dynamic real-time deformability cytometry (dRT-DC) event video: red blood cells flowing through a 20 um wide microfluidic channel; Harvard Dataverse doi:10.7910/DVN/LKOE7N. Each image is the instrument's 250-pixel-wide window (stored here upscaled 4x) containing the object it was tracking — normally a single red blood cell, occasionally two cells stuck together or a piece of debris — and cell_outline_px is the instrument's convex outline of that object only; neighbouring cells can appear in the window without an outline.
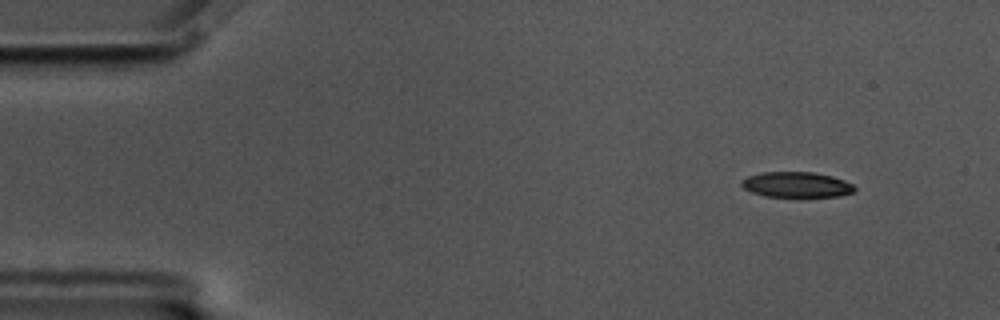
{"species": "common noctule bat (a hibernating species)", "species_latin": "Nyctalus noctula", "temperature_condition": "cold", "stored_images_in_passage": 57, "camera_frame_rate_fps": 3000, "um_per_image_px": 0.085, "animal": {"sex": "male", "body_mass_g": 17.5, "forearm_length_mm": 52.3}, "frame": {"image": 1, "passage_image": 5, "time_ms": 1.333, "image_size_px": [1000, 320], "cell_outline_px": [[856, 188], [852, 192], [840, 196], [764, 196], [752, 192], [744, 188], [740, 184], [740, 180], [748, 176], [764, 172], [812, 172], [832, 176], [844, 180], [852, 184]], "centroid_in_image_um": [67.68, 15.69], "position_along_channel_um": 17.3, "area_um2": 16.59}}
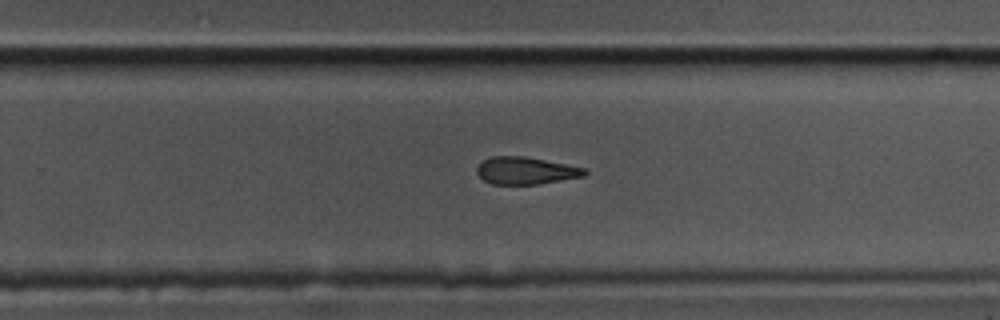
{"frame": {"image": 2, "passage_image": 36, "time_ms": 11.667, "image_size_px": [1000, 320], "cell_outline_px": [[588, 172], [584, 176], [536, 184], [492, 184], [484, 180], [476, 172], [476, 168], [484, 160], [492, 156], [524, 156], [584, 168]], "centroid_in_image_um": [44.66, 14.5], "position_along_channel_um": 285.1, "area_um2": 16.82}}
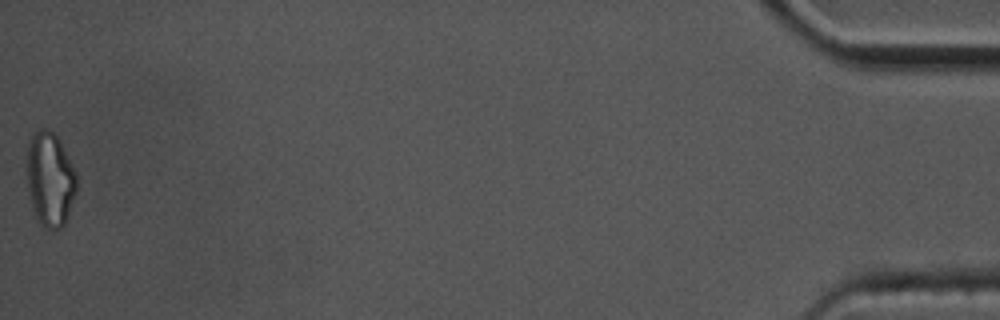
{"frame": {"image": 3, "passage_image": 57, "time_ms": 18.667, "image_size_px": [1000, 320], "cell_outline_px": [[76, 192], [68, 216], [64, 224], [60, 228], [48, 228], [40, 224], [36, 220], [28, 188], [24, 168], [24, 160], [28, 144], [32, 136], [40, 128], [44, 128], [52, 132], [60, 140], [76, 172]], "centroid_in_image_um": [4.22, 15.21], "position_along_channel_um": 431.0, "area_um2": 27.69}, "authors_computed_cell_mechanics": {"area_um2": 18.6116, "velocity_mm_per_s": 3.4973, "shape_relaxation_time_tau1_ms": 7.1073, "shape_relaxation_time_tau2_ms": 5.4416, "deformation_change_tau1": 0.1633, "deformation_change_tau2": 0.1331}}